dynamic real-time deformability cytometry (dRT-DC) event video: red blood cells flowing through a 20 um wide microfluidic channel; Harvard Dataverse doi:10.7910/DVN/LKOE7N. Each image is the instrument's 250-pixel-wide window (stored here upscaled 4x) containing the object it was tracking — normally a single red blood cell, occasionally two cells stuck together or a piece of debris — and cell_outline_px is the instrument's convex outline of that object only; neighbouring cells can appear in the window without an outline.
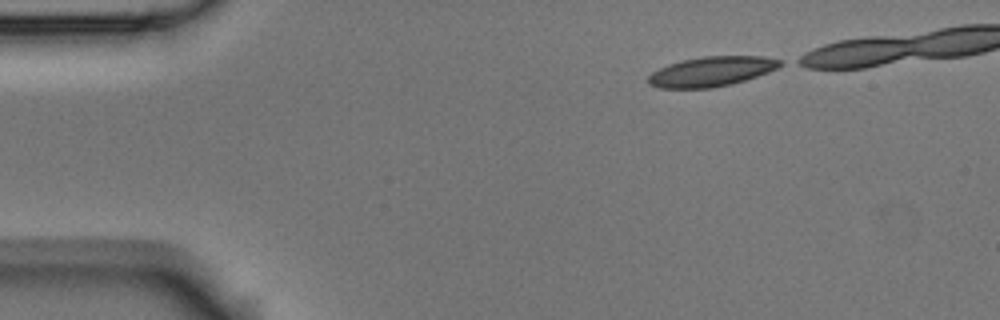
{"species": "Egyptian fruit bat (a non-hibernating species)", "species_latin": "Rousettus aegyptiacus", "temperature_condition": "room temperature", "stored_images_in_passage": 39, "camera_frame_rate_fps": 3000, "um_per_image_px": 0.085, "animal": {"sex": "male"}, "frame": {"image": 1, "passage_image": 1, "time_ms": 0.0, "image_size_px": [1000, 320], "cell_outline_px": [[784, 64], [768, 72], [732, 84], [712, 88], [660, 88], [648, 84], [648, 76], [652, 72], [668, 64], [684, 60], [704, 56], [764, 56], [784, 60]], "centroid_in_image_um": [60.5, 6.07], "position_along_channel_um": 24.5, "area_um2": 22.89}}
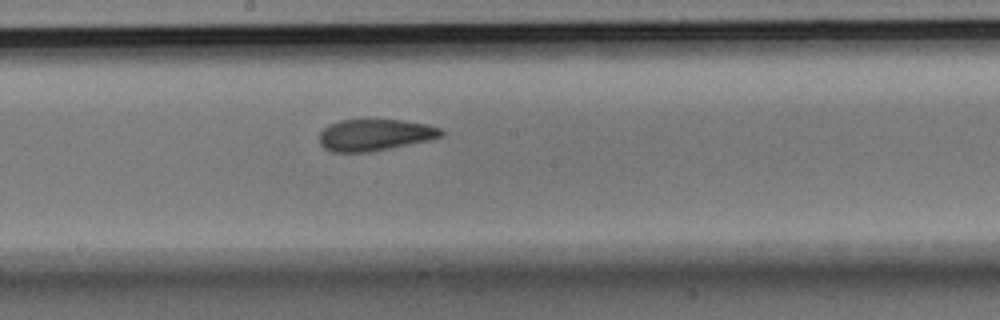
{"frame": {"image": 2, "passage_image": 23, "time_ms": 7.333, "image_size_px": [1000, 320], "cell_outline_px": [[444, 136], [432, 140], [372, 152], [332, 152], [324, 148], [320, 144], [320, 132], [328, 124], [340, 120], [400, 120], [428, 124], [440, 128], [444, 132]], "centroid_in_image_um": [31.9, 11.48], "position_along_channel_um": 216.3, "area_um2": 22.72}}
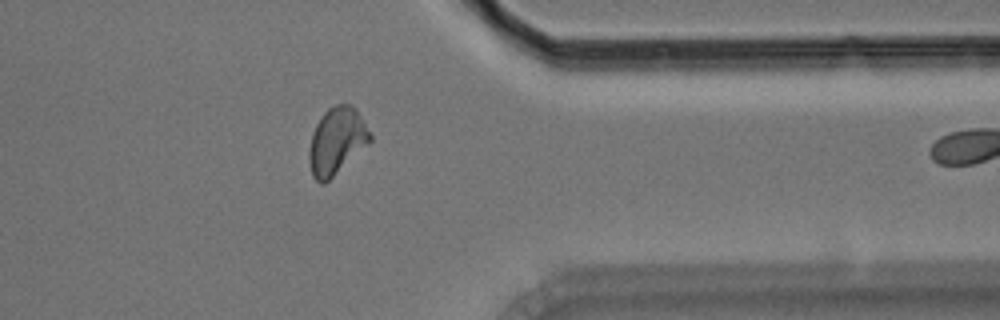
{"frame": {"image": 3, "passage_image": 38, "time_ms": 12.333, "image_size_px": [1000, 320], "cell_outline_px": [[372, 140], [368, 144], [324, 184], [320, 184], [312, 176], [308, 160], [308, 152], [312, 132], [316, 124], [324, 112], [328, 108], [336, 104], [352, 104], [356, 108], [372, 136]], "centroid_in_image_um": [28.6, 11.98], "position_along_channel_um": 382.8, "area_um2": 23.7}}